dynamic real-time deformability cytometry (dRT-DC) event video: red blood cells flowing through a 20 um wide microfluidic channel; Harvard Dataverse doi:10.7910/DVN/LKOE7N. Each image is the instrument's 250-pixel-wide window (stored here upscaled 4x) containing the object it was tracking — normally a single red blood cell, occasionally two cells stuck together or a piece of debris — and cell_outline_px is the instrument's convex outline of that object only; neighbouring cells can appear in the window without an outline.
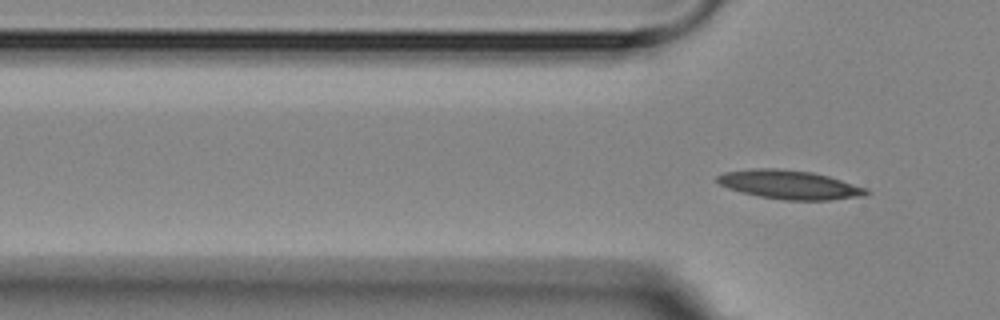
{"species": "Egyptian fruit bat (a non-hibernating species)", "species_latin": "Rousettus aegyptiacus", "temperature_condition": "room temperature", "stored_images_in_passage": 2, "camera_frame_rate_fps": 3000, "um_per_image_px": 0.085, "animal": {"sex": "female"}, "frame": {"image": 1, "passage_image": 2, "time_ms": 1.0, "image_size_px": [1000, 320], "cell_outline_px": [[872, 192], [864, 196], [828, 200], [784, 200], [760, 196], [728, 188], [720, 184], [716, 180], [716, 176], [724, 172], [748, 168], [776, 168], [812, 172], [828, 176], [868, 188]], "centroid_in_image_um": [67.13, 15.69], "position_along_channel_um": 58.7, "area_um2": 25.09}}